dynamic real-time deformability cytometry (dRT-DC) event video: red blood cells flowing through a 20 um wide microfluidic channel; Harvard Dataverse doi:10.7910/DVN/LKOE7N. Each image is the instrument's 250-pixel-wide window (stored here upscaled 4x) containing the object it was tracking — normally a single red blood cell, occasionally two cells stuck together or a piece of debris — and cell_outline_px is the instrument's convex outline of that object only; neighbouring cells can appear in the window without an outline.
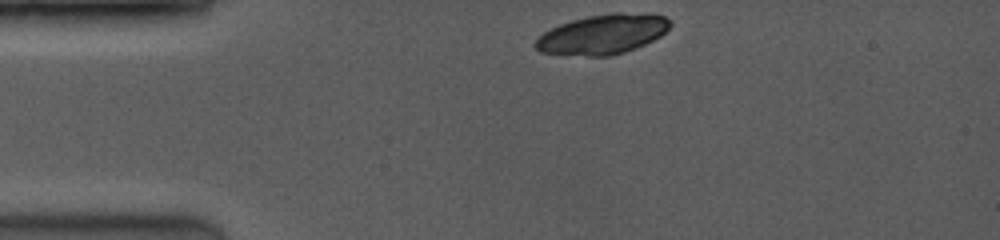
{"species": "common noctule bat (a hibernating species)", "species_latin": "Nyctalus noctula", "temperature_condition": "room temperature", "stored_images_in_passage": 3, "camera_frame_rate_fps": 3500, "um_per_image_px": 0.085, "animal": {"sex": "female", "body_mass_g": 19.0, "forearm_length_mm": 53.3}, "frame": {"image": 1, "passage_image": 1, "time_ms": 0.0, "image_size_px": [1000, 240], "cell_outline_px": [[672, 24], [660, 36], [636, 48], [624, 52], [608, 56], [588, 56], [540, 52], [532, 44], [544, 32], [560, 24], [572, 20], [588, 16], [612, 12], [620, 12], [664, 16], [672, 20]], "centroid_in_image_um": [51.22, 2.91], "position_along_channel_um": 33.8, "area_um2": 30.92}}